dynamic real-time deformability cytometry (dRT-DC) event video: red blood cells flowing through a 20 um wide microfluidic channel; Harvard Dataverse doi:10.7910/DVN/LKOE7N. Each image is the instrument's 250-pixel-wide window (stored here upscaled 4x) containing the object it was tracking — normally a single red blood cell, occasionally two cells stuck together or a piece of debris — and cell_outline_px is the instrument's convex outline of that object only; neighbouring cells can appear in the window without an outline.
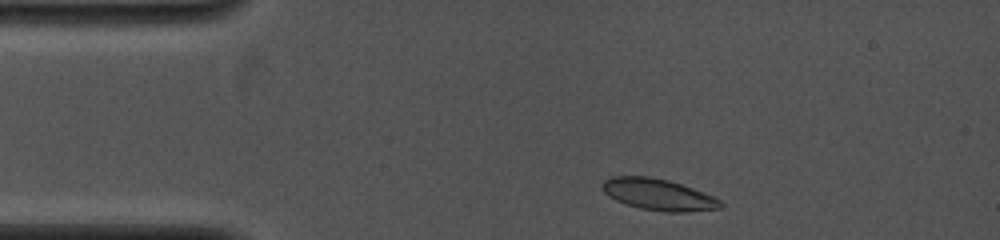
{"species": "common noctule bat (a hibernating species)", "species_latin": "Nyctalus noctula", "temperature_condition": "cold", "stored_images_in_passage": 3, "camera_frame_rate_fps": 4000, "um_per_image_px": 0.085, "animal": {"sex": "female", "body_mass_g": 19.0, "forearm_length_mm": 53.3}, "frame": {"image": 1, "passage_image": 1, "time_ms": 0.0, "image_size_px": [1000, 240], "cell_outline_px": [[724, 208], [684, 212], [664, 212], [640, 208], [616, 200], [608, 196], [604, 192], [600, 184], [608, 176], [648, 176], [668, 180], [692, 188], [712, 196], [720, 200], [724, 204]], "centroid_in_image_um": [55.94, 16.53], "position_along_channel_um": 29.1, "area_um2": 21.68}}